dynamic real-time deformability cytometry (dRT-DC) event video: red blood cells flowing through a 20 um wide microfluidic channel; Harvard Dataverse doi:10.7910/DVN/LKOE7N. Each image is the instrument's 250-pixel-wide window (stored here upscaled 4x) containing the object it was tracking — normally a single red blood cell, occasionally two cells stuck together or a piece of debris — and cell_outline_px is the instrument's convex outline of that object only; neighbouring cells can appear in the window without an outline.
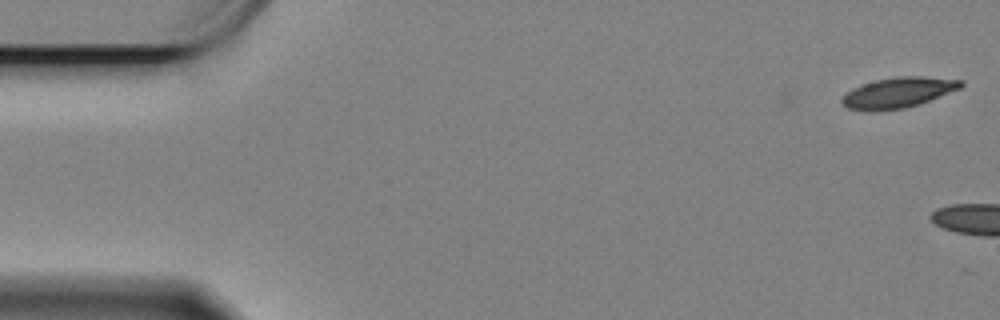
{"species": "Egyptian fruit bat (a non-hibernating species)", "species_latin": "Rousettus aegyptiacus", "temperature_condition": "cold", "stored_images_in_passage": 20, "camera_frame_rate_fps": 3000, "um_per_image_px": 0.085, "animal": {"sex": "female"}, "frame": {"image": 1, "passage_image": 1, "time_ms": 0.0, "image_size_px": [1000, 320], "cell_outline_px": [[964, 84], [960, 88], [928, 100], [904, 108], [872, 112], [848, 108], [840, 100], [852, 88], [860, 84], [876, 80], [896, 76], [924, 76], [964, 80]], "centroid_in_image_um": [76.32, 7.86], "position_along_channel_um": 8.7, "area_um2": 20.98}}
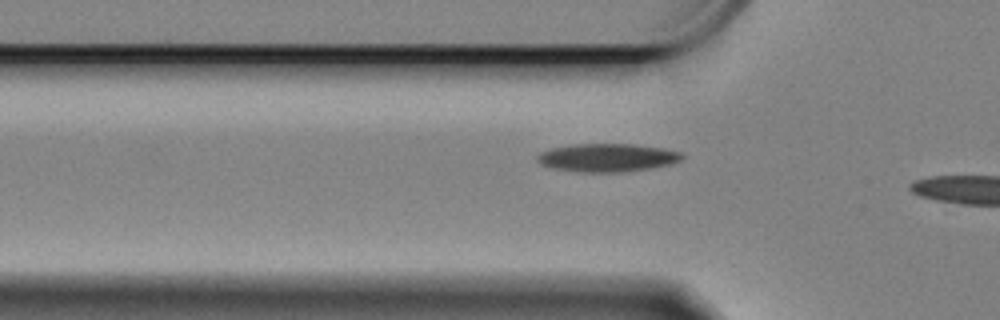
{"frame": {"image": 2, "passage_image": 18, "time_ms": 5.667, "image_size_px": [1000, 320], "cell_outline_px": [[684, 156], [680, 160], [672, 164], [624, 172], [580, 172], [552, 168], [540, 164], [536, 160], [536, 156], [540, 152], [548, 148], [572, 144], [632, 144], [664, 148], [680, 152]], "centroid_in_image_um": [51.57, 13.39], "position_along_channel_um": 74.2, "area_um2": 23.93}}